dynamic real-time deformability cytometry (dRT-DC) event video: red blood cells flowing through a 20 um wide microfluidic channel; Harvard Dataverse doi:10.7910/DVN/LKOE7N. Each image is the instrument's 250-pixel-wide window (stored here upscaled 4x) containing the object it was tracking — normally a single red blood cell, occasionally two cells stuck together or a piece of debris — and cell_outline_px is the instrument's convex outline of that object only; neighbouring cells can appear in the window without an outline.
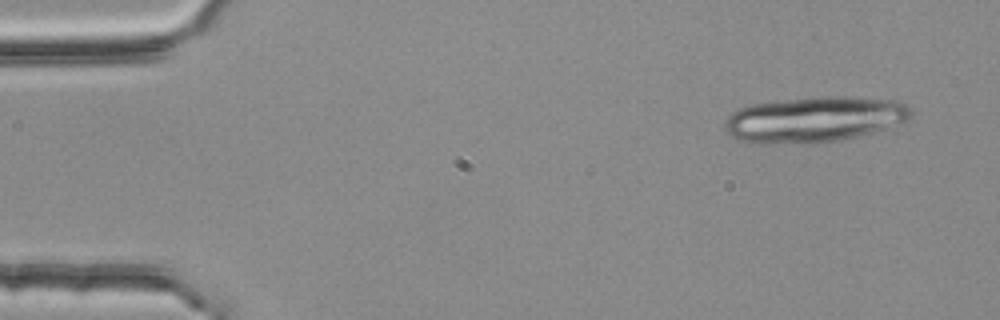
{"species": "common noctule bat (a hibernating species)", "species_latin": "Nyctalus noctula", "temperature_condition": "room temperature", "stored_images_in_passage": 16, "camera_frame_rate_fps": 3000, "um_per_image_px": 0.085, "animal": {"sex": "female", "body_mass_g": 25.1}, "frame": {"image": 1, "passage_image": 1, "time_ms": 0.0, "image_size_px": [1000, 320], "cell_outline_px": [[912, 116], [908, 120], [872, 132], [856, 136], [836, 140], [812, 144], [760, 144], [740, 140], [732, 136], [724, 128], [724, 124], [728, 116], [732, 112], [748, 104], [812, 96], [844, 96], [892, 100], [904, 104], [912, 108]], "centroid_in_image_um": [69.17, 10.14], "position_along_channel_um": 15.8, "area_um2": 49.82}}